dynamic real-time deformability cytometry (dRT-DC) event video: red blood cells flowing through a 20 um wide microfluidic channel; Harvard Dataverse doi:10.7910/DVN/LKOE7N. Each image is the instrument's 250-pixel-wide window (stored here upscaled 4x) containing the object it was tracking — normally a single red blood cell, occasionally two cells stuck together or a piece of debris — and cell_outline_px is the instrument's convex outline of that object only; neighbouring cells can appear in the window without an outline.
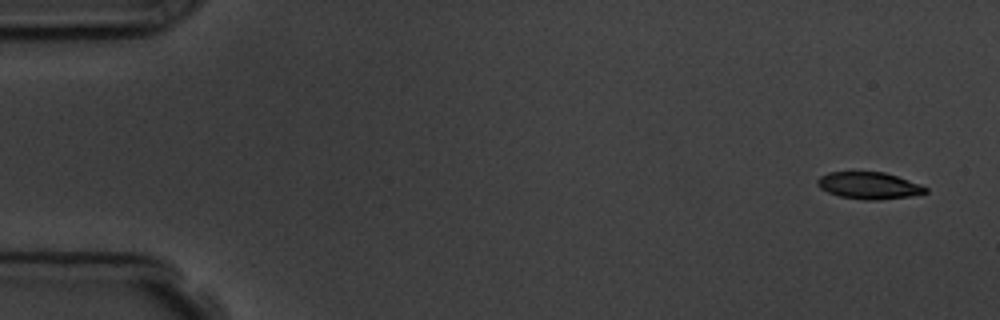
{"species": "common noctule bat (a hibernating species)", "species_latin": "Nyctalus noctula", "temperature_condition": "room temperature", "stored_images_in_passage": 5, "camera_frame_rate_fps": 3000, "um_per_image_px": 0.085, "animal": {"sex": "male", "body_mass_g": 19.5, "forearm_length_mm": 54.6}, "frame": {"image": 1, "passage_image": 1, "time_ms": 0.0, "image_size_px": [1000, 320], "cell_outline_px": [[928, 192], [912, 196], [880, 200], [864, 200], [840, 196], [828, 192], [820, 188], [816, 184], [816, 180], [820, 176], [828, 172], [884, 172], [920, 184], [928, 188]], "centroid_in_image_um": [73.86, 15.78], "position_along_channel_um": 11.1, "area_um2": 16.99}}